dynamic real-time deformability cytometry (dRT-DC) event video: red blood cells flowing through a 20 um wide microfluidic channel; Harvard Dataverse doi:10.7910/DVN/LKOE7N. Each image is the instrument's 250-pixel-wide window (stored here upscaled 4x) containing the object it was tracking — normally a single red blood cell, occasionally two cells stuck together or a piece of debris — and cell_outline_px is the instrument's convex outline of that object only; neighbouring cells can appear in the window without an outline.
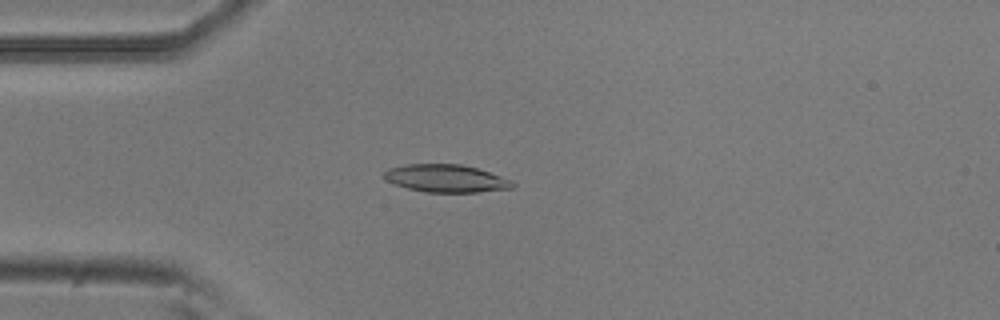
{"species": "common noctule bat (a hibernating species)", "species_latin": "Nyctalus noctula", "temperature_condition": "room temperature", "stored_images_in_passage": 38, "camera_frame_rate_fps": 3000, "um_per_image_px": 0.085, "animal": {"sex": "male", "body_mass_g": 20.5, "forearm_length_mm": 52.5}, "frame": {"image": 1, "passage_image": 4, "time_ms": 1.0, "image_size_px": [1000, 320], "cell_outline_px": [[516, 184], [512, 188], [476, 192], [424, 192], [408, 188], [384, 180], [384, 172], [388, 168], [408, 164], [460, 164], [476, 168], [512, 180]], "centroid_in_image_um": [37.9, 15.16], "position_along_channel_um": 47.1, "area_um2": 20.58}}
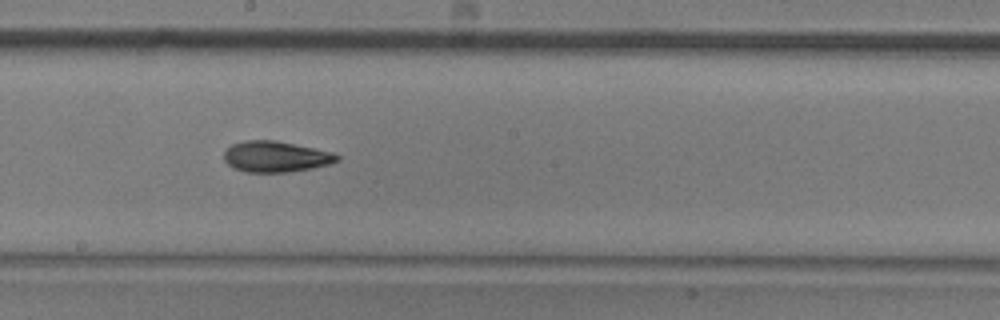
{"frame": {"image": 2, "passage_image": 19, "time_ms": 6.0, "image_size_px": [1000, 320], "cell_outline_px": [[340, 160], [328, 164], [312, 168], [288, 172], [248, 172], [232, 168], [224, 160], [224, 152], [232, 144], [244, 140], [276, 140], [332, 152], [340, 156]], "centroid_in_image_um": [23.42, 13.31], "position_along_channel_um": 224.8, "area_um2": 20.35}}
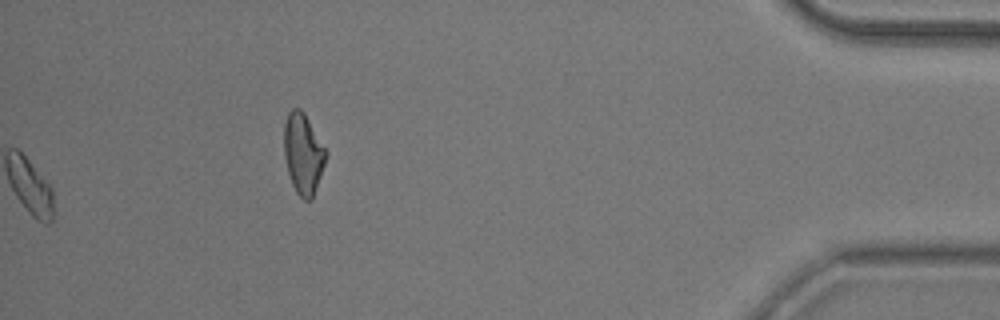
{"frame": {"image": 3, "passage_image": 38, "time_ms": 12.333, "image_size_px": [1000, 320], "cell_outline_px": [[328, 152], [312, 200], [304, 200], [296, 192], [292, 184], [288, 172], [284, 156], [284, 124], [288, 112], [292, 108], [300, 108], [304, 112]], "centroid_in_image_um": [25.76, 13.04], "position_along_channel_um": 409.4, "area_um2": 19.65}, "authors_computed_cell_mechanics": {"area_um2": 19.941, "velocity_mm_per_s": 3.8074, "shape_relaxation_time_tau1_ms": 10.2956, "shape_relaxation_time_tau2_ms": 4.0463, "deformation_change_tau1": 0.2233, "deformation_change_tau2": 0.1126}}